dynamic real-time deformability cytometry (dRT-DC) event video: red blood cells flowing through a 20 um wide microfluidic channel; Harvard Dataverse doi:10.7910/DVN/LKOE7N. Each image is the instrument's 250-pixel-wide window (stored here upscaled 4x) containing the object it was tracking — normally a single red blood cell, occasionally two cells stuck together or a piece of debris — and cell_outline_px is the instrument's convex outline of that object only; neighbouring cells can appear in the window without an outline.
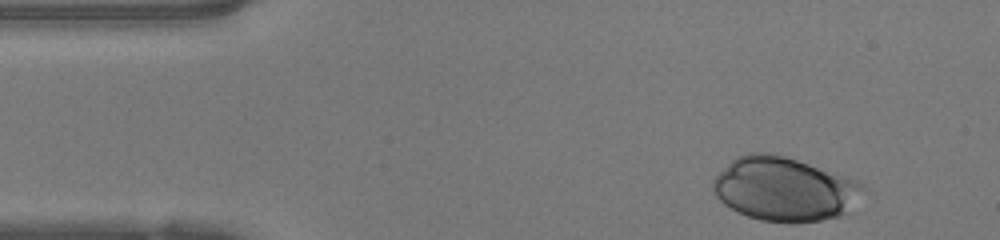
{"species": "human", "species_latin": "Homo sapiens", "temperature_condition": "warm", "stored_images_in_passage": 33, "camera_frame_rate_fps": 3000, "um_per_image_px": 0.085, "donor": {"sex": "female"}, "frame": {"image": 1, "passage_image": 1, "time_ms": 0.0, "image_size_px": [1000, 240], "cell_outline_px": [[864, 188], [844, 212], [840, 216], [820, 220], [796, 224], [792, 224], [760, 220], [736, 212], [724, 204], [716, 196], [712, 188], [712, 180], [736, 156], [748, 152], [772, 152], [856, 180], [864, 184]], "centroid_in_image_um": [66.59, 16.08], "position_along_channel_um": 18.4, "area_um2": 55.37}}
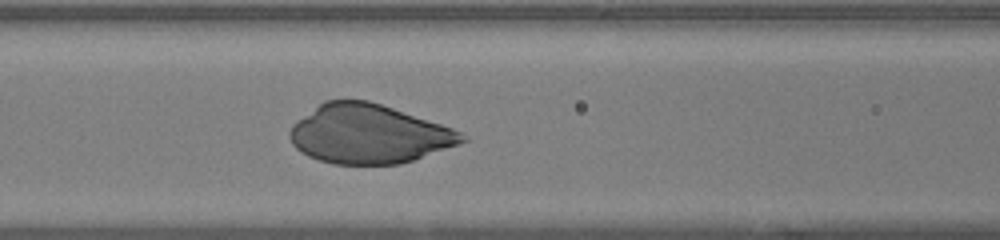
{"frame": {"image": 2, "passage_image": 15, "time_ms": 4.667, "image_size_px": [1000, 240], "cell_outline_px": [[468, 140], [412, 160], [400, 164], [332, 164], [308, 156], [300, 152], [292, 144], [288, 136], [288, 132], [292, 124], [296, 120], [324, 100], [368, 100], [452, 128], [460, 132]], "centroid_in_image_um": [31.25, 11.39], "position_along_channel_um": 135.3, "area_um2": 58.72}}
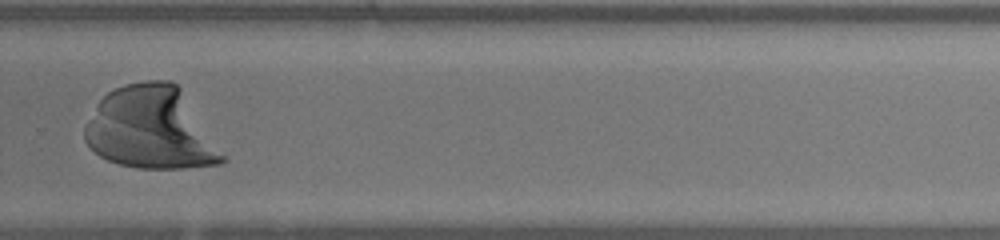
{"frame": {"image": 3, "passage_image": 28, "time_ms": 9.0, "image_size_px": [1000, 240], "cell_outline_px": [[228, 160], [220, 164], [184, 168], [136, 168], [120, 164], [108, 160], [100, 156], [84, 140], [84, 128], [88, 120], [100, 100], [108, 92], [124, 84], [144, 80], [168, 80], [176, 84], [180, 88], [228, 156]], "centroid_in_image_um": [12.88, 10.92], "position_along_channel_um": 316.9, "area_um2": 66.18}}